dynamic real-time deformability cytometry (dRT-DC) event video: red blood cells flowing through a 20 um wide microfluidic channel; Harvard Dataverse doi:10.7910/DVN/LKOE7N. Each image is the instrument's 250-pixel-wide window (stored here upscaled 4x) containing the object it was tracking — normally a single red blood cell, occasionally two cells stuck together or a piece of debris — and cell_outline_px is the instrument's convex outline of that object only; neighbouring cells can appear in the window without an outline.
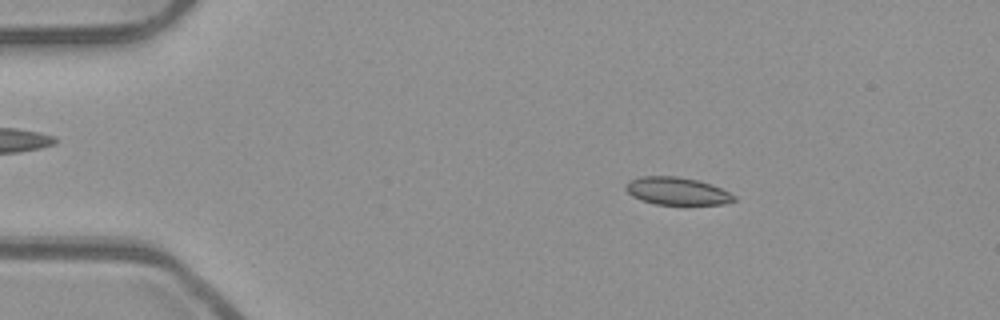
{"species": "common noctule bat (a hibernating species)", "species_latin": "Nyctalus noctula", "temperature_condition": "room temperature", "stored_images_in_passage": 52, "camera_frame_rate_fps": 3000, "um_per_image_px": 0.085, "animal": {"sex": "male", "body_mass_g": 23.1, "forearm_length_mm": 52.7}, "frame": {"image": 1, "passage_image": 9, "time_ms": 2.667, "image_size_px": [1000, 320], "cell_outline_px": [[736, 200], [724, 204], [656, 204], [640, 200], [632, 196], [624, 188], [624, 184], [628, 180], [640, 176], [676, 176], [700, 180], [712, 184], [736, 196]], "centroid_in_image_um": [57.51, 16.23], "position_along_channel_um": 27.5, "area_um2": 17.57}}
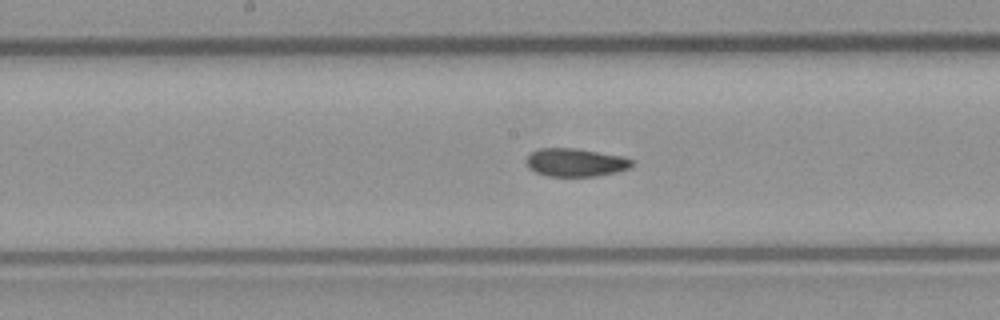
{"frame": {"image": 2, "passage_image": 27, "time_ms": 8.667, "image_size_px": [1000, 320], "cell_outline_px": [[632, 164], [628, 168], [616, 172], [596, 176], [548, 176], [536, 172], [528, 168], [524, 160], [532, 152], [540, 148], [576, 148], [624, 156], [632, 160]], "centroid_in_image_um": [48.89, 13.8], "position_along_channel_um": 199.3, "area_um2": 17.34}}
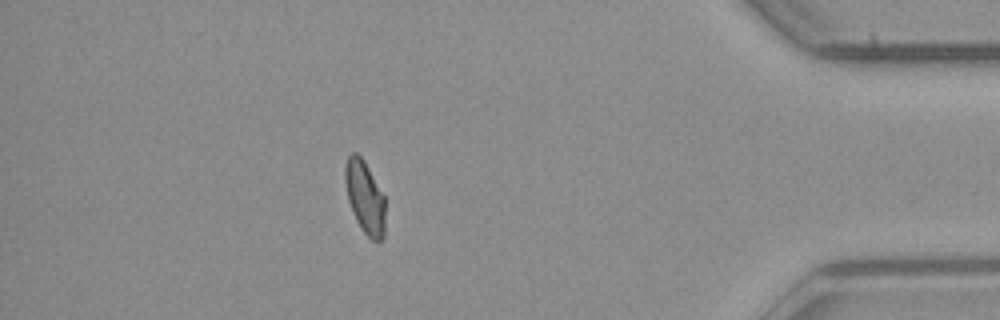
{"frame": {"image": 3, "passage_image": 46, "time_ms": 15.0, "image_size_px": [1000, 320], "cell_outline_px": [[384, 236], [380, 240], [372, 240], [360, 228], [356, 220], [348, 200], [344, 180], [344, 168], [348, 156], [352, 152], [356, 152], [364, 160], [384, 196]], "centroid_in_image_um": [30.99, 16.74], "position_along_channel_um": 404.2, "area_um2": 16.88}, "authors_computed_cell_mechanics": {"area_um2": 17.6579, "velocity_mm_per_s": 3.9696, "shape_relaxation_time_tau1_ms": 5.8936, "shape_relaxation_time_tau2_ms": 2.7611, "deformation_change_tau1": 0.1321, "deformation_change_tau2": 0.0585}}